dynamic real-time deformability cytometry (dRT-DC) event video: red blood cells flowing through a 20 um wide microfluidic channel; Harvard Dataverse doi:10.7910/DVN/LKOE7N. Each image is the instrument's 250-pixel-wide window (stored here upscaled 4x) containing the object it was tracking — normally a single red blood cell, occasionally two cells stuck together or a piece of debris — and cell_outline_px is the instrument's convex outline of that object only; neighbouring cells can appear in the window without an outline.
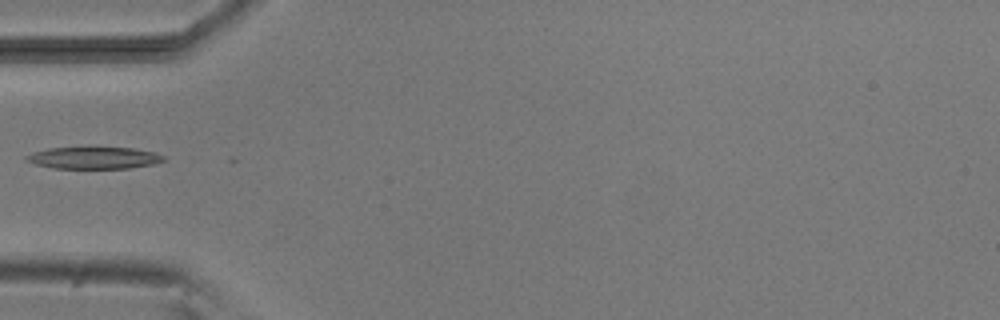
{"species": "common noctule bat (a hibernating species)", "species_latin": "Nyctalus noctula", "temperature_condition": "room temperature", "stored_images_in_passage": 2, "camera_frame_rate_fps": 3000, "um_per_image_px": 0.085, "animal": {"sex": "male", "body_mass_g": 20.5, "forearm_length_mm": 52.5}, "frame": {"image": 1, "passage_image": 2, "time_ms": 1.0, "image_size_px": [1000, 320], "cell_outline_px": [[164, 160], [152, 164], [128, 168], [52, 168], [36, 164], [24, 160], [24, 156], [32, 152], [48, 148], [132, 148], [156, 152], [164, 156]], "centroid_in_image_um": [7.94, 13.42], "position_along_channel_um": 77.1, "area_um2": 17.34}}